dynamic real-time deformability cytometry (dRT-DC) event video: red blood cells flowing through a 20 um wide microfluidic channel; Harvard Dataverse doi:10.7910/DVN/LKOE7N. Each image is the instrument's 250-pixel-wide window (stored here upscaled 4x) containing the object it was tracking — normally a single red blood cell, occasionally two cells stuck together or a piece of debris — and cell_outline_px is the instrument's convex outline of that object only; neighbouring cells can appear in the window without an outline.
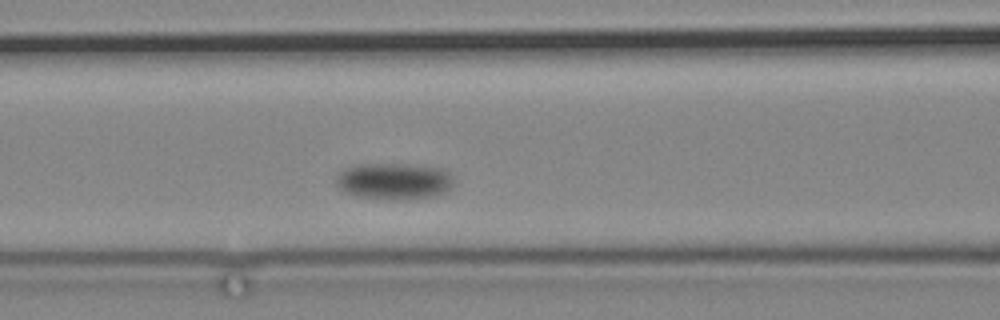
{"species": "common noctule bat (a hibernating species)", "species_latin": "Nyctalus noctula", "temperature_condition": "cold", "stored_images_in_passage": 9, "segment_of_instrument_passage": [1, 2], "camera_frame_rate_fps": 3000, "um_per_image_px": 0.085, "animal": {"sex": "male", "body_mass_g": 19.2, "forearm_length_mm": 51.8}, "frame": {"image": 1, "passage_image": 8, "time_ms": 10.0, "image_size_px": [1000, 320], "cell_outline_px": [[452, 184], [444, 192], [436, 196], [404, 200], [392, 200], [352, 196], [336, 188], [336, 176], [340, 172], [356, 164], [396, 164], [440, 168], [448, 172]], "centroid_in_image_um": [33.4, 15.43], "position_along_channel_um": 133.2, "area_um2": 25.03}}